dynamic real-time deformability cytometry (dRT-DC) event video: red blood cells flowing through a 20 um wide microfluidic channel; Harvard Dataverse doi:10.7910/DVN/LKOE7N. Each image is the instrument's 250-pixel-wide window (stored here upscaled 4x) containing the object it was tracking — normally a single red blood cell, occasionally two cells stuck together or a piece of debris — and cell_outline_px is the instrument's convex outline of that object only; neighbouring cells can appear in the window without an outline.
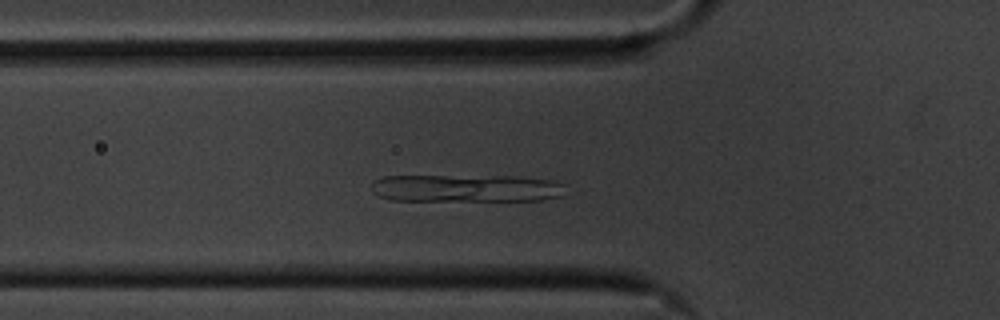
{"species": "common noctule bat (a hibernating species)", "species_latin": "Nyctalus noctula", "temperature_condition": "cold", "stored_images_in_passage": 40, "camera_frame_rate_fps": 3000, "um_per_image_px": 0.085, "animal": {"sex": "male", "body_mass_g": 20.1, "forearm_length_mm": 53.5}, "frame": {"image": 1, "passage_image": 3, "time_ms": 0.667, "image_size_px": [1000, 320], "cell_outline_px": [[564, 184], [560, 196], [544, 200], [388, 200], [372, 192], [372, 180], [384, 176], [524, 176], [552, 180]], "centroid_in_image_um": [39.6, 15.99], "position_along_channel_um": 86.2, "area_um2": 31.21}}
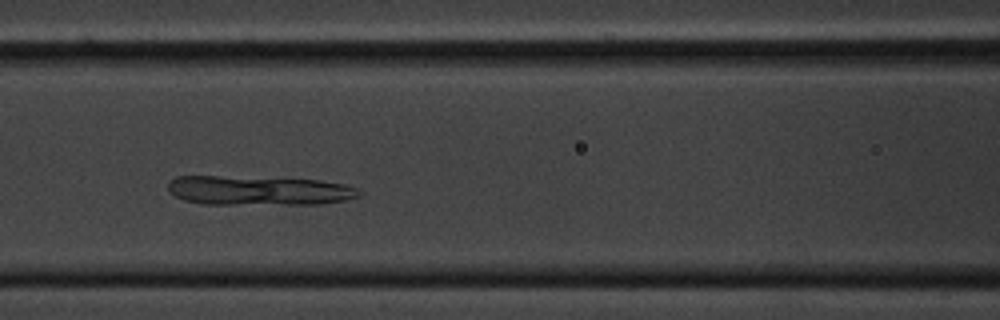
{"frame": {"image": 2, "passage_image": 8, "time_ms": 2.333, "image_size_px": [1000, 320], "cell_outline_px": [[364, 192], [360, 196], [344, 200], [320, 204], [204, 204], [184, 200], [168, 192], [168, 180], [176, 176], [220, 176], [320, 180], [344, 184], [356, 188]], "centroid_in_image_um": [21.98, 16.19], "position_along_channel_um": 144.6, "area_um2": 32.83}}